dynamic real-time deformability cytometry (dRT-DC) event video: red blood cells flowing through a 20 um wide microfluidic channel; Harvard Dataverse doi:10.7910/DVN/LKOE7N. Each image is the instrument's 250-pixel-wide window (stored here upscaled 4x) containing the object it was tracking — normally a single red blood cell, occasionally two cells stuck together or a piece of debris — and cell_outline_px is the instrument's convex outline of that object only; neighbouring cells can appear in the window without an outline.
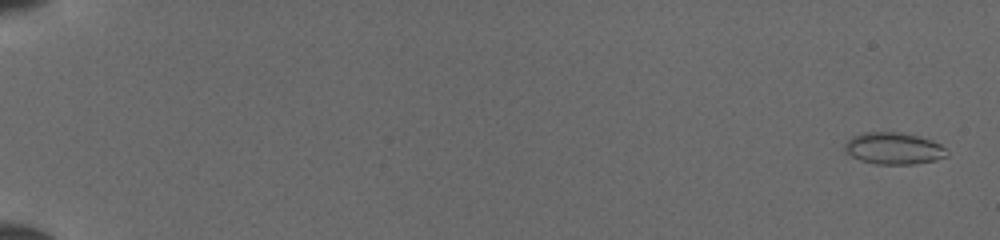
{"species": "common noctule bat (a hibernating species)", "species_latin": "Nyctalus noctula", "temperature_condition": "cold", "stored_images_in_passage": 52, "segment_of_instrument_passage": [1, 2], "camera_frame_rate_fps": 3000, "um_per_image_px": 0.085, "animal": {"sex": "female", "body_mass_g": 19.5, "forearm_length_mm": 54.1}, "frame": {"image": 1, "passage_image": 2, "time_ms": 0.333, "image_size_px": [1000, 240], "cell_outline_px": [[948, 156], [936, 160], [916, 164], [876, 164], [860, 160], [844, 152], [844, 144], [852, 136], [860, 132], [896, 132], [916, 136], [932, 140], [940, 144], [948, 152]], "centroid_in_image_um": [75.94, 12.62], "position_along_channel_um": 9.1, "area_um2": 19.02}}
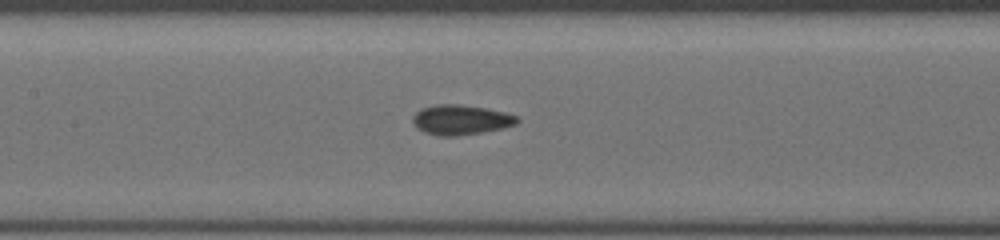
{"frame": {"image": 2, "passage_image": 27, "time_ms": 8.667, "image_size_px": [1000, 240], "cell_outline_px": [[520, 120], [516, 124], [504, 128], [456, 136], [440, 136], [424, 132], [416, 128], [412, 120], [416, 112], [420, 108], [440, 104], [460, 104], [484, 108], [504, 112], [516, 116]], "centroid_in_image_um": [39.15, 10.18], "position_along_channel_um": 168.2, "area_um2": 18.09}}
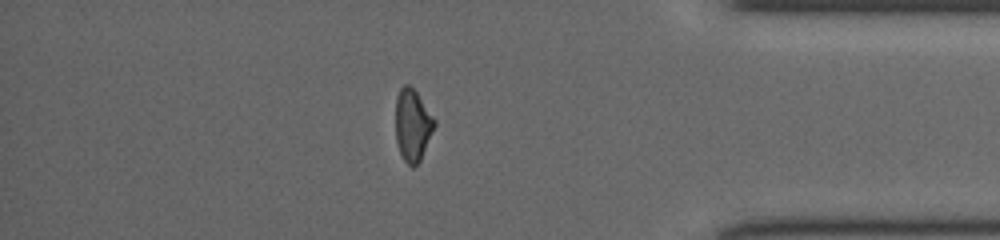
{"frame": {"image": 3, "passage_image": 45, "time_ms": 14.667, "image_size_px": [1000, 240], "cell_outline_px": [[436, 124], [420, 160], [412, 168], [404, 160], [400, 152], [396, 140], [396, 96], [400, 88], [404, 84], [408, 84], [416, 92], [436, 120]], "centroid_in_image_um": [35.06, 10.62], "position_along_channel_um": 400.1, "area_um2": 16.13}}